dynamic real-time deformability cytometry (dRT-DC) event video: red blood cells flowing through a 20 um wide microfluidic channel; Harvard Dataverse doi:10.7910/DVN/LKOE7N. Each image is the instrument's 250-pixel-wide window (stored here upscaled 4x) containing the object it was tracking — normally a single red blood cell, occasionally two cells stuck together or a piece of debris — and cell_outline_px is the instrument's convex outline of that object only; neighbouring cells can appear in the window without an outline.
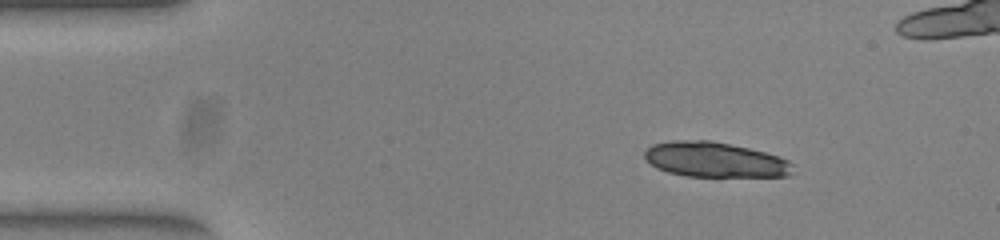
{"species": "common noctule bat (a hibernating species)", "species_latin": "Nyctalus noctula", "temperature_condition": "warm", "stored_images_in_passage": 46, "camera_frame_rate_fps": 3000, "um_per_image_px": 0.085, "animal": {"sex": "female", "body_mass_g": 23.0, "forearm_length_mm": 53.4}, "frame": {"image": 1, "passage_image": 1, "time_ms": 0.0, "image_size_px": [1000, 240], "cell_outline_px": [[792, 172], [788, 176], [684, 176], [668, 172], [656, 168], [644, 156], [644, 152], [652, 144], [672, 140], [712, 140], [748, 148], [780, 156], [788, 160], [792, 164]], "centroid_in_image_um": [60.76, 13.57], "position_along_channel_um": 24.2, "area_um2": 30.23}}
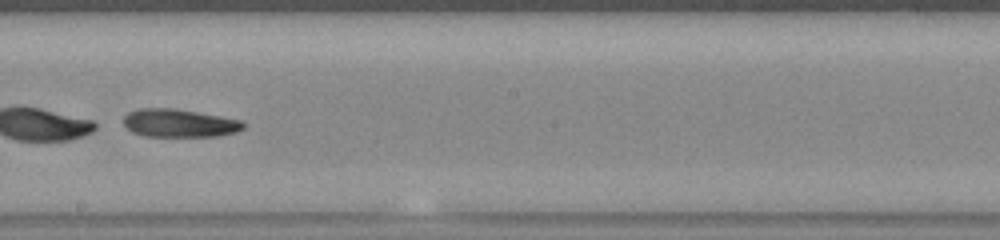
{"frame": {"image": 2, "passage_image": 23, "time_ms": 7.333, "image_size_px": [1000, 240], "cell_outline_px": [[244, 128], [236, 132], [216, 136], [144, 136], [132, 132], [124, 124], [124, 116], [128, 112], [140, 108], [176, 108], [244, 120]], "centroid_in_image_um": [15.26, 10.45], "position_along_channel_um": 232.9, "area_um2": 19.71}}